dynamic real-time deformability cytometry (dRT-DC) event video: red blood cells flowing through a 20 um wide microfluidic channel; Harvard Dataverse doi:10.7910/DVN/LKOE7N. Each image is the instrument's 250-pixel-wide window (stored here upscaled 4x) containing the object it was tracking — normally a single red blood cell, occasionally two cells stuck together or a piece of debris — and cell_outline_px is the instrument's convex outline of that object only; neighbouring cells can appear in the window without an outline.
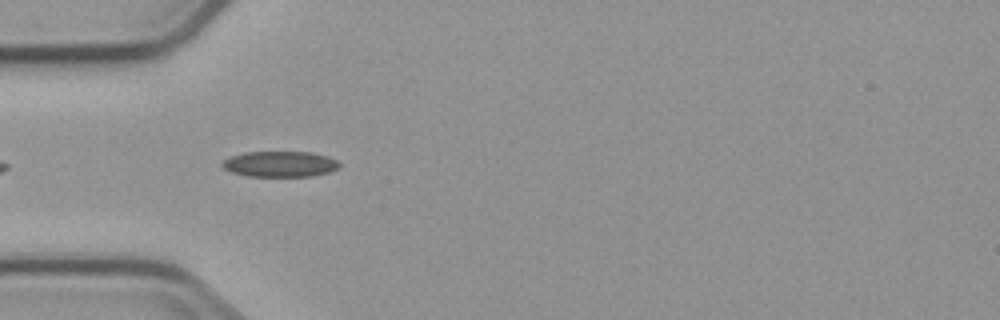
{"species": "common noctule bat (a hibernating species)", "species_latin": "Nyctalus noctula", "temperature_condition": "cold", "stored_images_in_passage": 6, "camera_frame_rate_fps": 3000, "um_per_image_px": 0.085, "animal": {"sex": "male", "body_mass_g": 23.1, "forearm_length_mm": 52.7}, "frame": {"image": 1, "passage_image": 3, "time_ms": 3.0, "image_size_px": [1000, 320], "cell_outline_px": [[340, 164], [336, 168], [328, 172], [312, 176], [248, 176], [232, 172], [224, 168], [220, 164], [224, 160], [232, 156], [244, 152], [312, 152], [328, 156], [336, 160]], "centroid_in_image_um": [23.79, 13.94], "position_along_channel_um": 61.2, "area_um2": 17.4}}
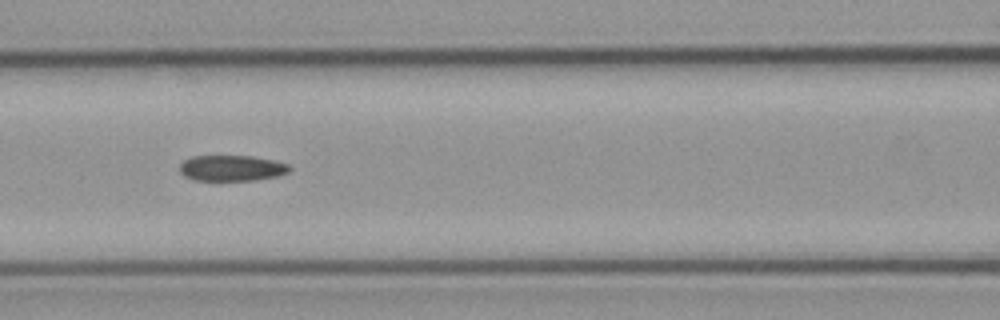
{"frame": {"image": 2, "passage_image": 5, "time_ms": 5.333, "image_size_px": [1000, 320], "cell_outline_px": [[292, 168], [288, 172], [276, 176], [256, 180], [192, 180], [184, 176], [180, 172], [180, 164], [184, 160], [192, 156], [252, 156], [272, 160], [288, 164]], "centroid_in_image_um": [19.68, 14.29], "position_along_channel_um": 146.9, "area_um2": 16.47}}
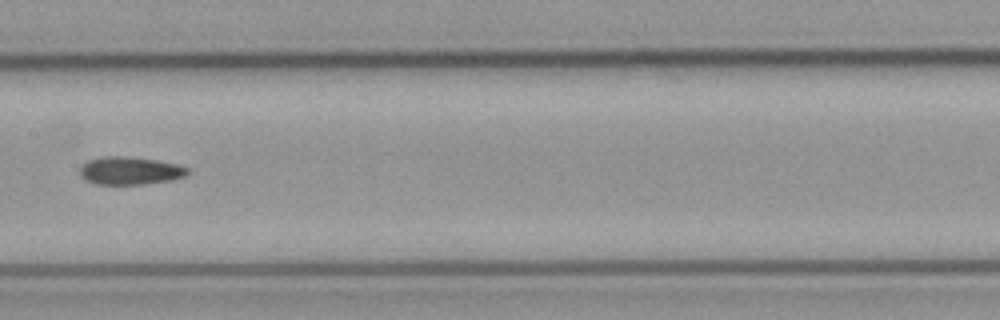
{"frame": {"image": 3, "passage_image": 6, "time_ms": 6.667, "image_size_px": [1000, 320], "cell_outline_px": [[188, 172], [184, 176], [172, 180], [144, 184], [96, 184], [80, 176], [80, 168], [88, 160], [100, 156], [124, 156], [156, 160], [176, 164], [188, 168]], "centroid_in_image_um": [11.03, 14.5], "position_along_channel_um": 196.4, "area_um2": 17.34}}